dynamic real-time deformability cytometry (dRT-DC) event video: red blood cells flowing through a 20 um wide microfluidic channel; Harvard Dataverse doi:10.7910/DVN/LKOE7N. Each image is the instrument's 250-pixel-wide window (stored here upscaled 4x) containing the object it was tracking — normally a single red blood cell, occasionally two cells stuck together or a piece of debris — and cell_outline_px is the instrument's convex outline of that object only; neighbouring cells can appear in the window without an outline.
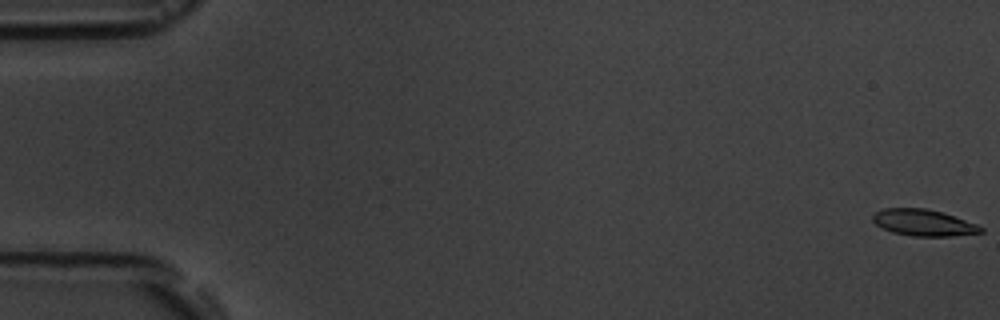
{"species": "common noctule bat (a hibernating species)", "species_latin": "Nyctalus noctula", "temperature_condition": "room temperature", "stored_images_in_passage": 16, "camera_frame_rate_fps": 3000, "um_per_image_px": 0.085, "animal": {"sex": "male", "body_mass_g": 19.5, "forearm_length_mm": 54.6}, "frame": {"image": 1, "passage_image": 1, "time_ms": 0.0, "image_size_px": [1000, 320], "cell_outline_px": [[984, 232], [952, 236], [912, 236], [892, 232], [876, 224], [872, 220], [872, 216], [876, 212], [884, 208], [928, 208], [944, 212], [976, 224], [984, 228]], "centroid_in_image_um": [78.52, 18.92], "position_along_channel_um": 6.5, "area_um2": 16.7}}
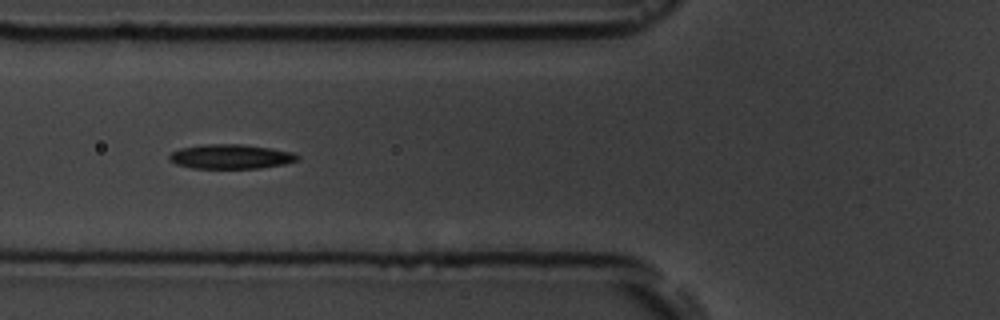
{"frame": {"image": 2, "passage_image": 7, "time_ms": 7.0, "image_size_px": [1000, 320], "cell_outline_px": [[300, 156], [296, 160], [284, 164], [260, 168], [192, 168], [176, 164], [168, 160], [168, 156], [172, 152], [180, 148], [204, 144], [240, 144], [272, 148], [292, 152]], "centroid_in_image_um": [19.59, 13.3], "position_along_channel_um": 106.2, "area_um2": 18.26}}
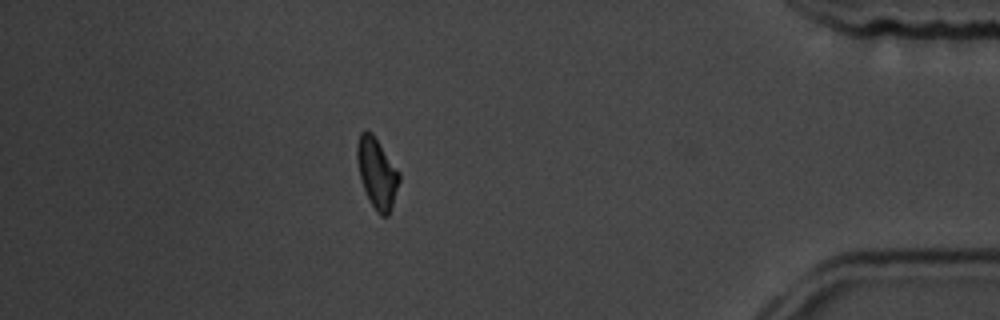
{"frame": {"image": 3, "passage_image": 15, "time_ms": 16.333, "image_size_px": [1000, 320], "cell_outline_px": [[400, 180], [388, 216], [380, 216], [376, 212], [364, 188], [360, 176], [356, 156], [356, 144], [360, 132], [372, 132], [400, 172]], "centroid_in_image_um": [32.04, 14.69], "position_along_channel_um": 403.2, "area_um2": 17.05}, "authors_computed_cell_mechanics": {"area_um2": 17.4267, "velocity_mm_per_s": 3.6471, "shape_relaxation_time_tau1_ms": 4.6741, "shape_relaxation_time_tau2_ms": null, "deformation_change_tau1": 0.1203, "deformation_change_tau2": null}}